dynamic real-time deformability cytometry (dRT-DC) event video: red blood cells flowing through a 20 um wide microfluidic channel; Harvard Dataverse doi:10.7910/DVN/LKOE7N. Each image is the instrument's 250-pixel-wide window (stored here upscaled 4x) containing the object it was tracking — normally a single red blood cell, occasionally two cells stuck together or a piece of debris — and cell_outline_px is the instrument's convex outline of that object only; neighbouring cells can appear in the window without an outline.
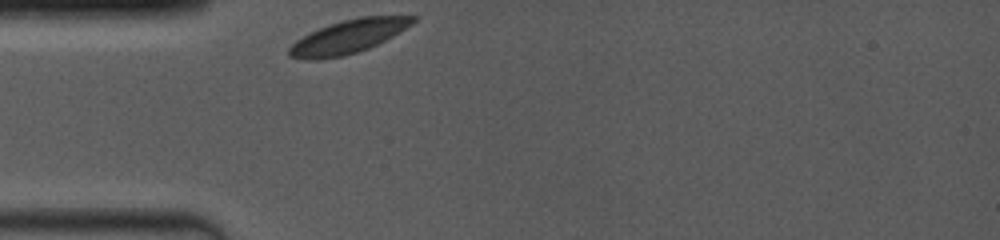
{"species": "common noctule bat (a hibernating species)", "species_latin": "Nyctalus noctula", "temperature_condition": "room temperature", "stored_images_in_passage": 50, "camera_frame_rate_fps": 4000, "um_per_image_px": 0.085, "animal": {"sex": "female", "body_mass_g": 19.0, "forearm_length_mm": 53.3}, "frame": {"image": 1, "passage_image": 1, "time_ms": 0.0, "image_size_px": [1000, 240], "cell_outline_px": [[416, 20], [412, 24], [392, 36], [368, 48], [344, 56], [316, 60], [308, 60], [288, 56], [288, 48], [296, 40], [320, 28], [344, 20], [360, 16], [416, 16]], "centroid_in_image_um": [29.58, 3.12], "position_along_channel_um": 55.4, "area_um2": 23.7}}
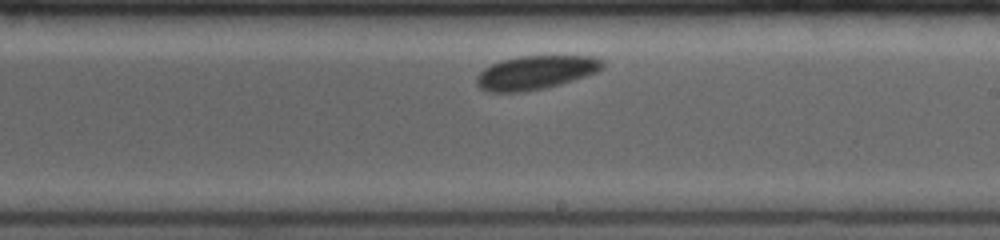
{"frame": {"image": 2, "passage_image": 30, "time_ms": 5.25, "image_size_px": [1000, 240], "cell_outline_px": [[604, 64], [596, 72], [560, 84], [544, 88], [520, 92], [484, 92], [476, 84], [476, 76], [484, 68], [500, 60], [520, 56], [592, 56], [604, 60]], "centroid_in_image_um": [45.47, 6.16], "position_along_channel_um": 243.5, "area_um2": 24.68}}
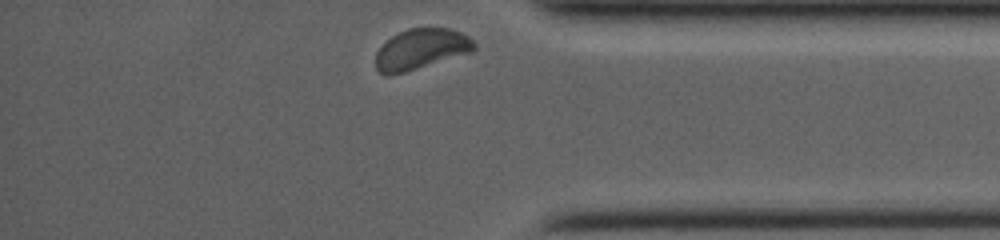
{"frame": {"image": 3, "passage_image": 50, "time_ms": 9.5, "image_size_px": [1000, 240], "cell_outline_px": [[476, 48], [472, 52], [404, 72], [388, 76], [380, 72], [376, 68], [376, 52], [392, 36], [408, 28], [448, 28], [460, 32], [468, 36], [476, 44]], "centroid_in_image_um": [35.8, 4.17], "position_along_channel_um": 399.4, "area_um2": 23.0}, "authors_computed_cell_mechanics": {"area_um2": 24.2182, "velocity_mm_per_s": 3.7088, "shape_relaxation_time_tau1_ms": 3.0958, "shape_relaxation_time_tau2_ms": null, "deformation_change_tau1": 0.0669, "deformation_change_tau2": null}}